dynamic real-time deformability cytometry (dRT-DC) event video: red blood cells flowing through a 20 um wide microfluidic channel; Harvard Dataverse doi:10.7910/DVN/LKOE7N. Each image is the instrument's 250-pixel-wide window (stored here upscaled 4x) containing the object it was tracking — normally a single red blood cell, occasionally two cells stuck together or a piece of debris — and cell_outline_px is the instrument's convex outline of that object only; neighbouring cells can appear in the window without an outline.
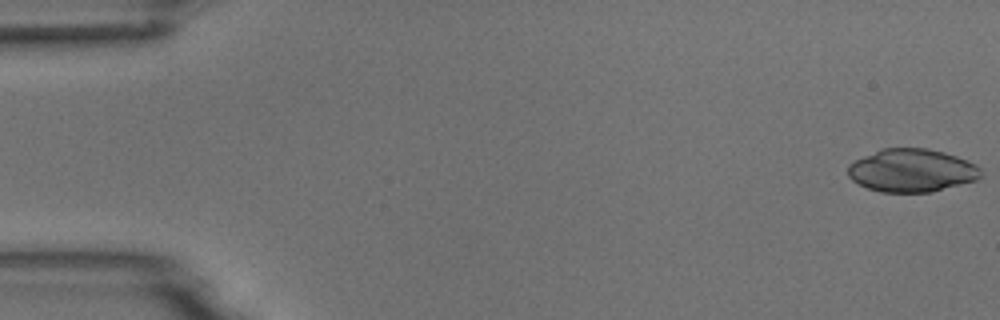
{"species": "common noctule bat (a hibernating species)", "species_latin": "Nyctalus noctula", "temperature_condition": "room temperature", "stored_images_in_passage": 6, "camera_frame_rate_fps": 3000, "um_per_image_px": 0.085, "animal": {"sex": "male", "body_mass_g": 18.8}, "frame": {"image": 1, "passage_image": 1, "time_ms": 0.0, "image_size_px": [1000, 320], "cell_outline_px": [[980, 176], [976, 180], [932, 192], [880, 192], [868, 188], [852, 180], [848, 176], [848, 164], [880, 148], [928, 148], [944, 152], [968, 160], [976, 164], [980, 168]], "centroid_in_image_um": [77.49, 14.48], "position_along_channel_um": 7.5, "area_um2": 33.35}}